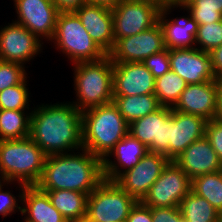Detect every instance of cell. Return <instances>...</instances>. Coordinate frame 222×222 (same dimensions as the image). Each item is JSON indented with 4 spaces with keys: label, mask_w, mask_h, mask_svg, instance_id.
<instances>
[{
    "label": "cell",
    "mask_w": 222,
    "mask_h": 222,
    "mask_svg": "<svg viewBox=\"0 0 222 222\" xmlns=\"http://www.w3.org/2000/svg\"><path fill=\"white\" fill-rule=\"evenodd\" d=\"M179 208L187 222H220L221 214L192 190L180 202Z\"/></svg>",
    "instance_id": "cell-27"
},
{
    "label": "cell",
    "mask_w": 222,
    "mask_h": 222,
    "mask_svg": "<svg viewBox=\"0 0 222 222\" xmlns=\"http://www.w3.org/2000/svg\"><path fill=\"white\" fill-rule=\"evenodd\" d=\"M164 49L163 31L158 22L146 31L118 39L108 55L112 62H142Z\"/></svg>",
    "instance_id": "cell-13"
},
{
    "label": "cell",
    "mask_w": 222,
    "mask_h": 222,
    "mask_svg": "<svg viewBox=\"0 0 222 222\" xmlns=\"http://www.w3.org/2000/svg\"><path fill=\"white\" fill-rule=\"evenodd\" d=\"M59 12H71L78 9L87 0H53Z\"/></svg>",
    "instance_id": "cell-40"
},
{
    "label": "cell",
    "mask_w": 222,
    "mask_h": 222,
    "mask_svg": "<svg viewBox=\"0 0 222 222\" xmlns=\"http://www.w3.org/2000/svg\"><path fill=\"white\" fill-rule=\"evenodd\" d=\"M43 42L26 27L16 22L0 28V60L19 63L37 56L42 51Z\"/></svg>",
    "instance_id": "cell-14"
},
{
    "label": "cell",
    "mask_w": 222,
    "mask_h": 222,
    "mask_svg": "<svg viewBox=\"0 0 222 222\" xmlns=\"http://www.w3.org/2000/svg\"><path fill=\"white\" fill-rule=\"evenodd\" d=\"M205 137L222 162V122L217 119L207 121Z\"/></svg>",
    "instance_id": "cell-35"
},
{
    "label": "cell",
    "mask_w": 222,
    "mask_h": 222,
    "mask_svg": "<svg viewBox=\"0 0 222 222\" xmlns=\"http://www.w3.org/2000/svg\"><path fill=\"white\" fill-rule=\"evenodd\" d=\"M67 222H86V221L82 220V221H67Z\"/></svg>",
    "instance_id": "cell-46"
},
{
    "label": "cell",
    "mask_w": 222,
    "mask_h": 222,
    "mask_svg": "<svg viewBox=\"0 0 222 222\" xmlns=\"http://www.w3.org/2000/svg\"><path fill=\"white\" fill-rule=\"evenodd\" d=\"M113 103L117 106L120 114L128 124L147 114L154 113L161 107L154 93L133 96H113Z\"/></svg>",
    "instance_id": "cell-25"
},
{
    "label": "cell",
    "mask_w": 222,
    "mask_h": 222,
    "mask_svg": "<svg viewBox=\"0 0 222 222\" xmlns=\"http://www.w3.org/2000/svg\"><path fill=\"white\" fill-rule=\"evenodd\" d=\"M137 200L115 181L103 180L87 199L86 222H126Z\"/></svg>",
    "instance_id": "cell-7"
},
{
    "label": "cell",
    "mask_w": 222,
    "mask_h": 222,
    "mask_svg": "<svg viewBox=\"0 0 222 222\" xmlns=\"http://www.w3.org/2000/svg\"><path fill=\"white\" fill-rule=\"evenodd\" d=\"M217 86V111L215 119L222 122V77L216 79Z\"/></svg>",
    "instance_id": "cell-41"
},
{
    "label": "cell",
    "mask_w": 222,
    "mask_h": 222,
    "mask_svg": "<svg viewBox=\"0 0 222 222\" xmlns=\"http://www.w3.org/2000/svg\"><path fill=\"white\" fill-rule=\"evenodd\" d=\"M210 57L216 79L222 77V44L210 52Z\"/></svg>",
    "instance_id": "cell-39"
},
{
    "label": "cell",
    "mask_w": 222,
    "mask_h": 222,
    "mask_svg": "<svg viewBox=\"0 0 222 222\" xmlns=\"http://www.w3.org/2000/svg\"><path fill=\"white\" fill-rule=\"evenodd\" d=\"M7 184H12L11 182L8 181V179L0 172V189L4 188L2 187L3 185L5 186Z\"/></svg>",
    "instance_id": "cell-44"
},
{
    "label": "cell",
    "mask_w": 222,
    "mask_h": 222,
    "mask_svg": "<svg viewBox=\"0 0 222 222\" xmlns=\"http://www.w3.org/2000/svg\"><path fill=\"white\" fill-rule=\"evenodd\" d=\"M22 64L0 60V91L22 83L28 76Z\"/></svg>",
    "instance_id": "cell-33"
},
{
    "label": "cell",
    "mask_w": 222,
    "mask_h": 222,
    "mask_svg": "<svg viewBox=\"0 0 222 222\" xmlns=\"http://www.w3.org/2000/svg\"><path fill=\"white\" fill-rule=\"evenodd\" d=\"M198 49L211 52L214 48L222 44V20L210 24L198 25V32L195 37Z\"/></svg>",
    "instance_id": "cell-32"
},
{
    "label": "cell",
    "mask_w": 222,
    "mask_h": 222,
    "mask_svg": "<svg viewBox=\"0 0 222 222\" xmlns=\"http://www.w3.org/2000/svg\"><path fill=\"white\" fill-rule=\"evenodd\" d=\"M21 215L24 222H67L62 214L52 205L48 194L36 185L25 186L22 191Z\"/></svg>",
    "instance_id": "cell-23"
},
{
    "label": "cell",
    "mask_w": 222,
    "mask_h": 222,
    "mask_svg": "<svg viewBox=\"0 0 222 222\" xmlns=\"http://www.w3.org/2000/svg\"><path fill=\"white\" fill-rule=\"evenodd\" d=\"M74 12L80 18L91 38L108 55L115 45L111 8L85 3Z\"/></svg>",
    "instance_id": "cell-17"
},
{
    "label": "cell",
    "mask_w": 222,
    "mask_h": 222,
    "mask_svg": "<svg viewBox=\"0 0 222 222\" xmlns=\"http://www.w3.org/2000/svg\"><path fill=\"white\" fill-rule=\"evenodd\" d=\"M172 109L202 117L207 121L215 119L217 111L216 80L187 84Z\"/></svg>",
    "instance_id": "cell-18"
},
{
    "label": "cell",
    "mask_w": 222,
    "mask_h": 222,
    "mask_svg": "<svg viewBox=\"0 0 222 222\" xmlns=\"http://www.w3.org/2000/svg\"><path fill=\"white\" fill-rule=\"evenodd\" d=\"M52 205L67 221H82L87 215L88 194L72 190L45 191Z\"/></svg>",
    "instance_id": "cell-24"
},
{
    "label": "cell",
    "mask_w": 222,
    "mask_h": 222,
    "mask_svg": "<svg viewBox=\"0 0 222 222\" xmlns=\"http://www.w3.org/2000/svg\"><path fill=\"white\" fill-rule=\"evenodd\" d=\"M80 151L46 156L36 186L42 191L72 190L89 195L104 180L103 163L85 148Z\"/></svg>",
    "instance_id": "cell-2"
},
{
    "label": "cell",
    "mask_w": 222,
    "mask_h": 222,
    "mask_svg": "<svg viewBox=\"0 0 222 222\" xmlns=\"http://www.w3.org/2000/svg\"><path fill=\"white\" fill-rule=\"evenodd\" d=\"M185 0H158V4L162 7L165 4H182Z\"/></svg>",
    "instance_id": "cell-43"
},
{
    "label": "cell",
    "mask_w": 222,
    "mask_h": 222,
    "mask_svg": "<svg viewBox=\"0 0 222 222\" xmlns=\"http://www.w3.org/2000/svg\"><path fill=\"white\" fill-rule=\"evenodd\" d=\"M33 108L30 138L46 156L73 153L83 148L82 112L72 102Z\"/></svg>",
    "instance_id": "cell-1"
},
{
    "label": "cell",
    "mask_w": 222,
    "mask_h": 222,
    "mask_svg": "<svg viewBox=\"0 0 222 222\" xmlns=\"http://www.w3.org/2000/svg\"><path fill=\"white\" fill-rule=\"evenodd\" d=\"M142 63L150 70L154 78L161 77L166 72L170 71V61H169V49L164 50L150 55L145 58Z\"/></svg>",
    "instance_id": "cell-34"
},
{
    "label": "cell",
    "mask_w": 222,
    "mask_h": 222,
    "mask_svg": "<svg viewBox=\"0 0 222 222\" xmlns=\"http://www.w3.org/2000/svg\"><path fill=\"white\" fill-rule=\"evenodd\" d=\"M129 124L111 102L82 111L83 148L104 159L128 134Z\"/></svg>",
    "instance_id": "cell-3"
},
{
    "label": "cell",
    "mask_w": 222,
    "mask_h": 222,
    "mask_svg": "<svg viewBox=\"0 0 222 222\" xmlns=\"http://www.w3.org/2000/svg\"><path fill=\"white\" fill-rule=\"evenodd\" d=\"M27 78L20 84L0 91L1 110H29V91Z\"/></svg>",
    "instance_id": "cell-31"
},
{
    "label": "cell",
    "mask_w": 222,
    "mask_h": 222,
    "mask_svg": "<svg viewBox=\"0 0 222 222\" xmlns=\"http://www.w3.org/2000/svg\"><path fill=\"white\" fill-rule=\"evenodd\" d=\"M17 20L39 39L52 40L58 16V9L53 0H13Z\"/></svg>",
    "instance_id": "cell-12"
},
{
    "label": "cell",
    "mask_w": 222,
    "mask_h": 222,
    "mask_svg": "<svg viewBox=\"0 0 222 222\" xmlns=\"http://www.w3.org/2000/svg\"><path fill=\"white\" fill-rule=\"evenodd\" d=\"M147 152V146L128 133L102 160L104 179L115 181L123 172L133 168ZM112 155L116 161L110 160Z\"/></svg>",
    "instance_id": "cell-22"
},
{
    "label": "cell",
    "mask_w": 222,
    "mask_h": 222,
    "mask_svg": "<svg viewBox=\"0 0 222 222\" xmlns=\"http://www.w3.org/2000/svg\"><path fill=\"white\" fill-rule=\"evenodd\" d=\"M169 61L171 71L182 77L187 84L216 80L210 53L197 47L169 49Z\"/></svg>",
    "instance_id": "cell-15"
},
{
    "label": "cell",
    "mask_w": 222,
    "mask_h": 222,
    "mask_svg": "<svg viewBox=\"0 0 222 222\" xmlns=\"http://www.w3.org/2000/svg\"><path fill=\"white\" fill-rule=\"evenodd\" d=\"M126 222H152V208L137 201L130 210Z\"/></svg>",
    "instance_id": "cell-38"
},
{
    "label": "cell",
    "mask_w": 222,
    "mask_h": 222,
    "mask_svg": "<svg viewBox=\"0 0 222 222\" xmlns=\"http://www.w3.org/2000/svg\"><path fill=\"white\" fill-rule=\"evenodd\" d=\"M148 1H151V2H154V3L158 4V0H148Z\"/></svg>",
    "instance_id": "cell-45"
},
{
    "label": "cell",
    "mask_w": 222,
    "mask_h": 222,
    "mask_svg": "<svg viewBox=\"0 0 222 222\" xmlns=\"http://www.w3.org/2000/svg\"><path fill=\"white\" fill-rule=\"evenodd\" d=\"M169 161L163 154L147 152L133 168L123 172L115 182L137 201H141Z\"/></svg>",
    "instance_id": "cell-11"
},
{
    "label": "cell",
    "mask_w": 222,
    "mask_h": 222,
    "mask_svg": "<svg viewBox=\"0 0 222 222\" xmlns=\"http://www.w3.org/2000/svg\"><path fill=\"white\" fill-rule=\"evenodd\" d=\"M152 222H187L177 207L152 208Z\"/></svg>",
    "instance_id": "cell-36"
},
{
    "label": "cell",
    "mask_w": 222,
    "mask_h": 222,
    "mask_svg": "<svg viewBox=\"0 0 222 222\" xmlns=\"http://www.w3.org/2000/svg\"><path fill=\"white\" fill-rule=\"evenodd\" d=\"M191 185L188 175L174 161H169L141 202L150 208L177 207L191 191Z\"/></svg>",
    "instance_id": "cell-9"
},
{
    "label": "cell",
    "mask_w": 222,
    "mask_h": 222,
    "mask_svg": "<svg viewBox=\"0 0 222 222\" xmlns=\"http://www.w3.org/2000/svg\"><path fill=\"white\" fill-rule=\"evenodd\" d=\"M121 0H87V3L107 6L109 8L115 7Z\"/></svg>",
    "instance_id": "cell-42"
},
{
    "label": "cell",
    "mask_w": 222,
    "mask_h": 222,
    "mask_svg": "<svg viewBox=\"0 0 222 222\" xmlns=\"http://www.w3.org/2000/svg\"><path fill=\"white\" fill-rule=\"evenodd\" d=\"M31 112L0 109V140L30 137Z\"/></svg>",
    "instance_id": "cell-26"
},
{
    "label": "cell",
    "mask_w": 222,
    "mask_h": 222,
    "mask_svg": "<svg viewBox=\"0 0 222 222\" xmlns=\"http://www.w3.org/2000/svg\"><path fill=\"white\" fill-rule=\"evenodd\" d=\"M186 86L185 80L171 70L156 78L154 94L159 105L173 108Z\"/></svg>",
    "instance_id": "cell-28"
},
{
    "label": "cell",
    "mask_w": 222,
    "mask_h": 222,
    "mask_svg": "<svg viewBox=\"0 0 222 222\" xmlns=\"http://www.w3.org/2000/svg\"><path fill=\"white\" fill-rule=\"evenodd\" d=\"M178 7L188 10L198 25L222 20V0H185Z\"/></svg>",
    "instance_id": "cell-30"
},
{
    "label": "cell",
    "mask_w": 222,
    "mask_h": 222,
    "mask_svg": "<svg viewBox=\"0 0 222 222\" xmlns=\"http://www.w3.org/2000/svg\"><path fill=\"white\" fill-rule=\"evenodd\" d=\"M173 8H178V4H165L162 6V10L158 18V22L163 31L165 48H194L195 37L198 32L197 21L191 17L189 11H187L189 14L187 17L182 16L174 19H166V15H169Z\"/></svg>",
    "instance_id": "cell-20"
},
{
    "label": "cell",
    "mask_w": 222,
    "mask_h": 222,
    "mask_svg": "<svg viewBox=\"0 0 222 222\" xmlns=\"http://www.w3.org/2000/svg\"><path fill=\"white\" fill-rule=\"evenodd\" d=\"M191 190L222 214V170L194 178Z\"/></svg>",
    "instance_id": "cell-29"
},
{
    "label": "cell",
    "mask_w": 222,
    "mask_h": 222,
    "mask_svg": "<svg viewBox=\"0 0 222 222\" xmlns=\"http://www.w3.org/2000/svg\"><path fill=\"white\" fill-rule=\"evenodd\" d=\"M115 42L136 35L158 23L162 7L148 0H121L111 8Z\"/></svg>",
    "instance_id": "cell-8"
},
{
    "label": "cell",
    "mask_w": 222,
    "mask_h": 222,
    "mask_svg": "<svg viewBox=\"0 0 222 222\" xmlns=\"http://www.w3.org/2000/svg\"><path fill=\"white\" fill-rule=\"evenodd\" d=\"M207 120L171 110L169 160L174 161L193 142L205 136Z\"/></svg>",
    "instance_id": "cell-19"
},
{
    "label": "cell",
    "mask_w": 222,
    "mask_h": 222,
    "mask_svg": "<svg viewBox=\"0 0 222 222\" xmlns=\"http://www.w3.org/2000/svg\"><path fill=\"white\" fill-rule=\"evenodd\" d=\"M19 194L20 195L15 196L14 194L12 195L11 191L0 189V214L3 217L9 216L13 212L15 213L16 210L21 213V206H18L17 201H22V193L19 192ZM16 197H19L20 200L16 199Z\"/></svg>",
    "instance_id": "cell-37"
},
{
    "label": "cell",
    "mask_w": 222,
    "mask_h": 222,
    "mask_svg": "<svg viewBox=\"0 0 222 222\" xmlns=\"http://www.w3.org/2000/svg\"><path fill=\"white\" fill-rule=\"evenodd\" d=\"M171 110L160 107L154 113L129 124L128 133L147 146L148 152L165 155L169 159Z\"/></svg>",
    "instance_id": "cell-10"
},
{
    "label": "cell",
    "mask_w": 222,
    "mask_h": 222,
    "mask_svg": "<svg viewBox=\"0 0 222 222\" xmlns=\"http://www.w3.org/2000/svg\"><path fill=\"white\" fill-rule=\"evenodd\" d=\"M51 41L73 64L97 61L107 56L88 34L74 11L58 13Z\"/></svg>",
    "instance_id": "cell-6"
},
{
    "label": "cell",
    "mask_w": 222,
    "mask_h": 222,
    "mask_svg": "<svg viewBox=\"0 0 222 222\" xmlns=\"http://www.w3.org/2000/svg\"><path fill=\"white\" fill-rule=\"evenodd\" d=\"M155 78L142 62H113V96L152 94Z\"/></svg>",
    "instance_id": "cell-16"
},
{
    "label": "cell",
    "mask_w": 222,
    "mask_h": 222,
    "mask_svg": "<svg viewBox=\"0 0 222 222\" xmlns=\"http://www.w3.org/2000/svg\"><path fill=\"white\" fill-rule=\"evenodd\" d=\"M74 65L73 105L81 112L113 102V62L109 55L97 61Z\"/></svg>",
    "instance_id": "cell-5"
},
{
    "label": "cell",
    "mask_w": 222,
    "mask_h": 222,
    "mask_svg": "<svg viewBox=\"0 0 222 222\" xmlns=\"http://www.w3.org/2000/svg\"><path fill=\"white\" fill-rule=\"evenodd\" d=\"M174 162L191 180L222 170V162L205 136L193 142Z\"/></svg>",
    "instance_id": "cell-21"
},
{
    "label": "cell",
    "mask_w": 222,
    "mask_h": 222,
    "mask_svg": "<svg viewBox=\"0 0 222 222\" xmlns=\"http://www.w3.org/2000/svg\"><path fill=\"white\" fill-rule=\"evenodd\" d=\"M46 155L30 138L0 140V172L9 182H17L21 192L36 185L43 172Z\"/></svg>",
    "instance_id": "cell-4"
}]
</instances>
